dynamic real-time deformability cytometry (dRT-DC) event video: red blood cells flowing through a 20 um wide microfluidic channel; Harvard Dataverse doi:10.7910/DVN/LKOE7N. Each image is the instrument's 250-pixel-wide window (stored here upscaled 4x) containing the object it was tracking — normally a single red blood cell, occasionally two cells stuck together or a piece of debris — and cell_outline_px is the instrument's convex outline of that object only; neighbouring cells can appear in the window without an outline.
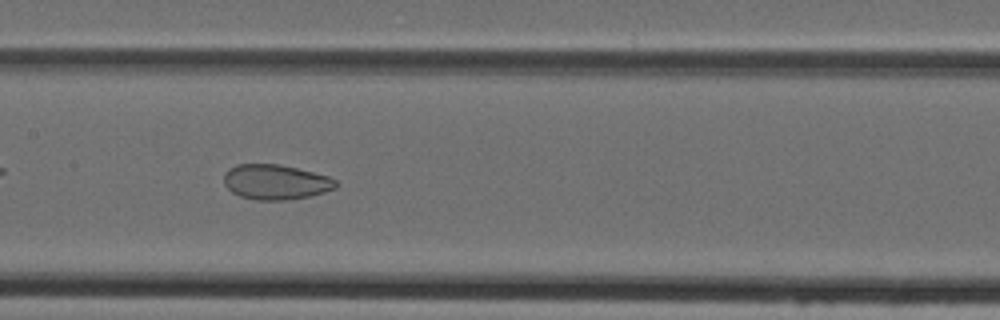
{"species": "Egyptian fruit bat (a non-hibernating species)", "species_latin": "Rousettus aegyptiacus", "temperature_condition": "cold", "stored_images_in_passage": 35, "camera_frame_rate_fps": 3000, "um_per_image_px": 0.085, "animal": {"sex": "female"}, "frame": {"image": 1, "passage_image": 11, "time_ms": 3.333, "image_size_px": [1000, 320], "cell_outline_px": [[340, 184], [336, 188], [324, 192], [308, 196], [288, 200], [256, 200], [240, 196], [232, 192], [224, 184], [224, 172], [228, 168], [236, 164], [280, 164], [328, 176], [336, 180]], "centroid_in_image_um": [23.42, 15.47], "position_along_channel_um": 184.0, "area_um2": 22.95}}
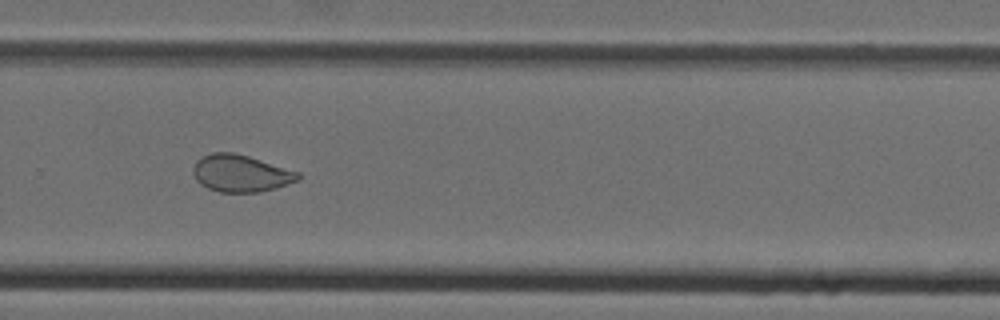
{"frame": {"image": 2, "passage_image": 20, "time_ms": 6.333, "image_size_px": [1000, 320], "cell_outline_px": [[300, 180], [276, 188], [260, 192], [220, 192], [208, 188], [200, 184], [196, 180], [192, 172], [192, 168], [196, 160], [212, 152], [232, 152], [248, 156], [300, 172]], "centroid_in_image_um": [20.46, 14.74], "position_along_channel_um": 309.3, "area_um2": 22.77}}